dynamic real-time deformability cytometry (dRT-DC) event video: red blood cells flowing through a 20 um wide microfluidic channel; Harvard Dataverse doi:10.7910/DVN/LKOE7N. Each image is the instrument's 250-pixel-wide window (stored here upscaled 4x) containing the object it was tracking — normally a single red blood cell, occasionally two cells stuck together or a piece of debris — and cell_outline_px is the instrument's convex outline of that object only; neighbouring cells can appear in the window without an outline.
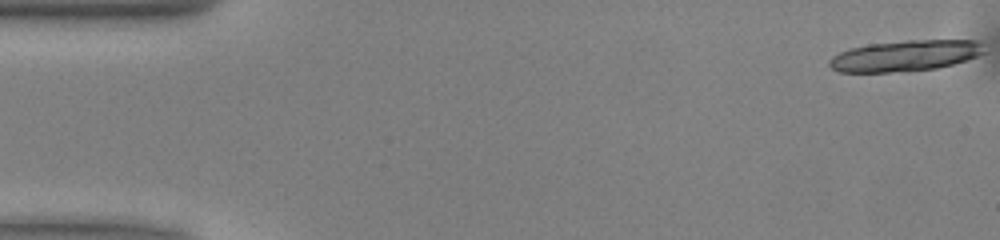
{"species": "common noctule bat (a hibernating species)", "species_latin": "Nyctalus noctula", "temperature_condition": "warm", "stored_images_in_passage": 16, "camera_frame_rate_fps": 3000, "um_per_image_px": 0.085, "animal": {"sex": "male", "body_mass_g": 13.0, "forearm_length_mm": 53.1}, "frame": {"image": 1, "passage_image": 1, "time_ms": 0.0, "image_size_px": [1000, 240], "cell_outline_px": [[984, 52], [968, 60], [936, 68], [888, 72], [840, 72], [832, 68], [828, 64], [828, 60], [832, 56], [840, 52], [852, 48], [868, 44], [908, 40], [980, 40]], "centroid_in_image_um": [76.93, 4.73], "position_along_channel_um": 8.1, "area_um2": 27.74}}